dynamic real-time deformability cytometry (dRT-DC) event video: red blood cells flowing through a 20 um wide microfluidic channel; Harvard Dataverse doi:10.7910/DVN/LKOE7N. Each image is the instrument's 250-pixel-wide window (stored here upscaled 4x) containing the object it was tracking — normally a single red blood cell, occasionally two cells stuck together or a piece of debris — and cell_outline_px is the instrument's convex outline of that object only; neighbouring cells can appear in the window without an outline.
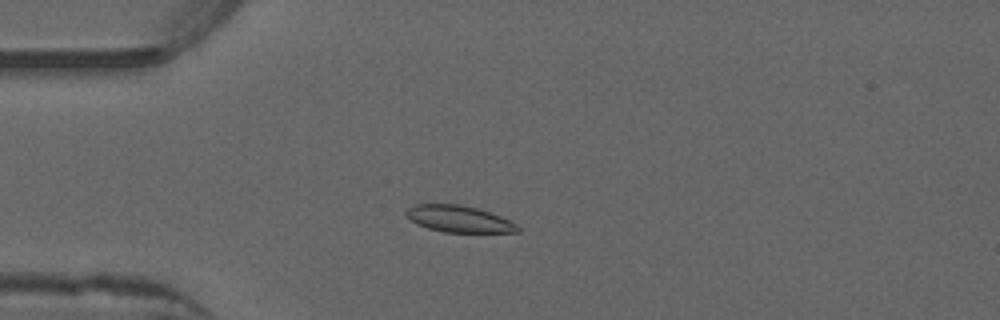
{"species": "common noctule bat (a hibernating species)", "species_latin": "Nyctalus noctula", "temperature_condition": "warm", "stored_images_in_passage": 51, "camera_frame_rate_fps": 3000, "um_per_image_px": 0.085, "animal": {"sex": "male", "forearm_length_mm": 52.5}, "frame": {"image": 1, "passage_image": 13, "time_ms": 4.0, "image_size_px": [1000, 320], "cell_outline_px": [[520, 232], [444, 232], [428, 228], [416, 224], [404, 216], [404, 212], [408, 208], [416, 204], [460, 204], [476, 208], [500, 216], [516, 224], [520, 228]], "centroid_in_image_um": [38.95, 18.61], "position_along_channel_um": 46.0, "area_um2": 17.28}}
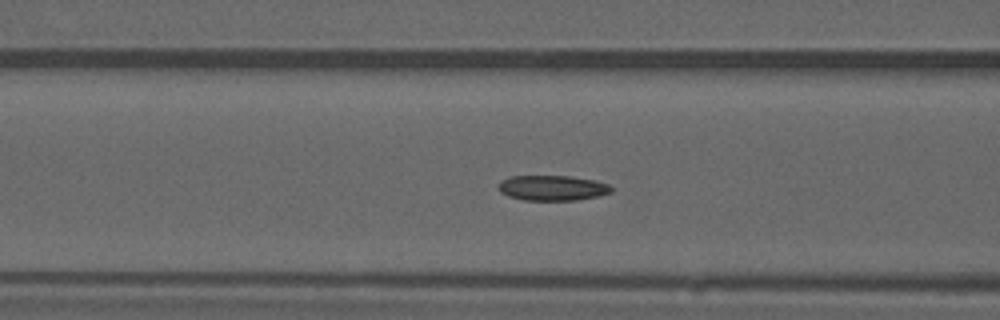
{"frame": {"image": 2, "passage_image": 20, "time_ms": 6.333, "image_size_px": [1000, 320], "cell_outline_px": [[612, 192], [596, 196], [576, 200], [524, 200], [508, 196], [500, 192], [500, 180], [508, 176], [572, 176], [596, 180], [608, 184], [612, 188]], "centroid_in_image_um": [46.95, 15.96], "position_along_channel_um": 119.6, "area_um2": 16.59}}
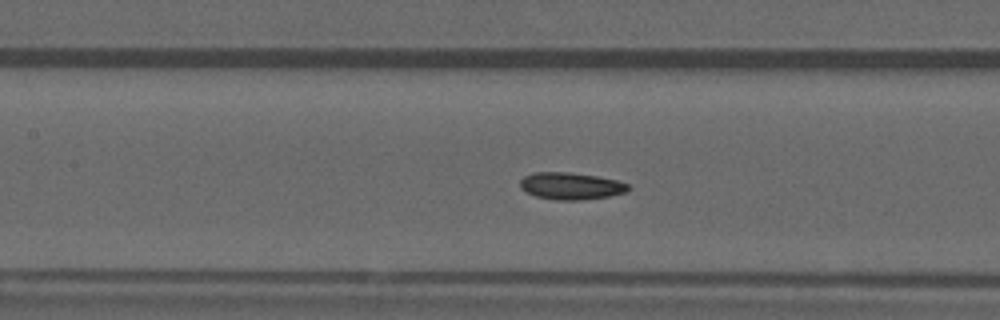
{"frame": {"image": 3, "passage_image": 23, "time_ms": 7.333, "image_size_px": [1000, 320], "cell_outline_px": [[632, 188], [628, 192], [608, 196], [580, 200], [556, 200], [536, 196], [520, 188], [520, 180], [524, 176], [532, 172], [568, 172], [596, 176], [616, 180], [628, 184]], "centroid_in_image_um": [48.54, 15.8], "position_along_channel_um": 158.9, "area_um2": 17.05}, "authors_computed_cell_mechanics": {"area_um2": 16.8198, "velocity_mm_per_s": 3.9138, "shape_relaxation_time_tau1_ms": null, "shape_relaxation_time_tau2_ms": 4.6974, "deformation_change_tau1": null, "deformation_change_tau2": 0.0745}}